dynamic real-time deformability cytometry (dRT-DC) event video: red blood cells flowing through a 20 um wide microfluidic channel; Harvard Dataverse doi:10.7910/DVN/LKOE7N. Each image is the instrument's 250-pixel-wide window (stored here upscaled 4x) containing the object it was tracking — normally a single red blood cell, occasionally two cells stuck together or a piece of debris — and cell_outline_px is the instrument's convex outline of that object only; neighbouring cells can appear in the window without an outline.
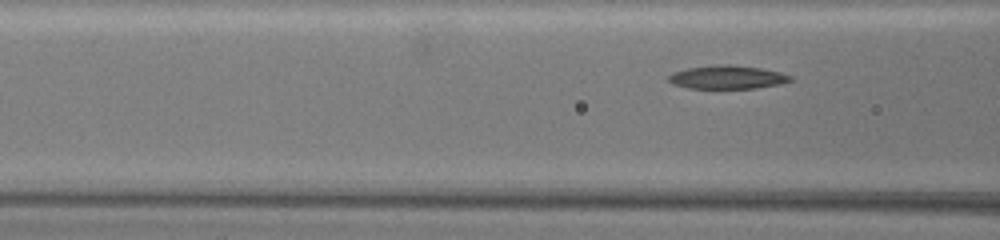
{"species": "common noctule bat (a hibernating species)", "species_latin": "Nyctalus noctula", "temperature_condition": "warm", "stored_images_in_passage": 8, "camera_frame_rate_fps": 3000, "um_per_image_px": 0.085, "animal": {"sex": "female", "body_mass_g": 19.5, "forearm_length_mm": 54.1}, "frame": {"image": 1, "passage_image": 6, "time_ms": 1.667, "image_size_px": [1000, 240], "cell_outline_px": [[792, 80], [776, 84], [756, 88], [688, 88], [672, 84], [668, 80], [668, 76], [672, 72], [688, 68], [716, 64], [732, 64], [760, 68], [780, 72], [792, 76]], "centroid_in_image_um": [61.77, 6.55], "position_along_channel_um": 104.8, "area_um2": 16.59}}